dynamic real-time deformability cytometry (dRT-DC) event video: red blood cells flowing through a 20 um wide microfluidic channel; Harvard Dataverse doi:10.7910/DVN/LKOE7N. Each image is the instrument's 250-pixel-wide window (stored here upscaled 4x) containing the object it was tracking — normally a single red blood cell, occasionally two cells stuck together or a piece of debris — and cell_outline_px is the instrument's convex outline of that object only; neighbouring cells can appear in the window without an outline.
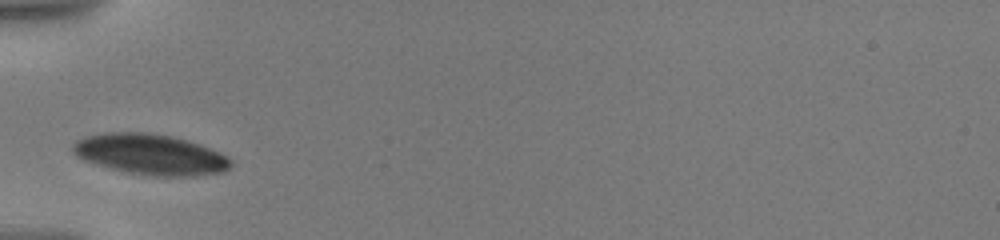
{"species": "human", "species_latin": "Homo sapiens", "temperature_condition": "warm", "stored_images_in_passage": 8, "camera_frame_rate_fps": 3000, "um_per_image_px": 0.085, "donor": {"sex": "male"}, "frame": {"image": 1, "passage_image": 1, "time_ms": 0.0, "image_size_px": [1000, 240], "cell_outline_px": [[232, 164], [228, 168], [220, 172], [192, 176], [152, 176], [124, 172], [96, 164], [84, 160], [76, 156], [72, 152], [72, 144], [76, 140], [84, 136], [104, 132], [144, 132], [172, 136], [208, 148], [232, 160]], "centroid_in_image_um": [12.69, 13.12], "position_along_channel_um": 72.3, "area_um2": 37.17}}
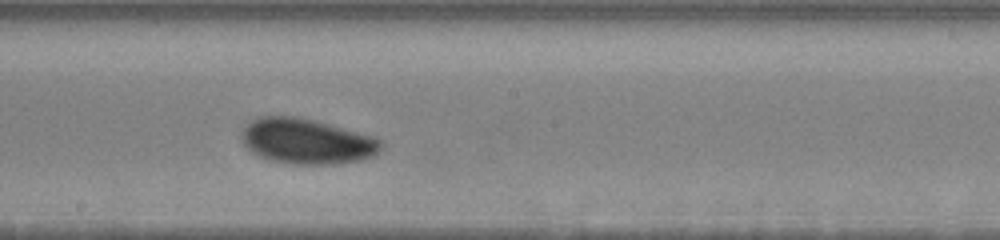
{"frame": {"image": 2, "passage_image": 5, "time_ms": 4.333, "image_size_px": [1000, 240], "cell_outline_px": [[380, 148], [372, 156], [360, 160], [336, 164], [292, 164], [272, 160], [260, 156], [252, 152], [240, 140], [240, 132], [256, 116], [296, 116], [328, 124], [372, 136], [380, 140]], "centroid_in_image_um": [26.0, 12.0], "position_along_channel_um": 222.2, "area_um2": 36.47}}
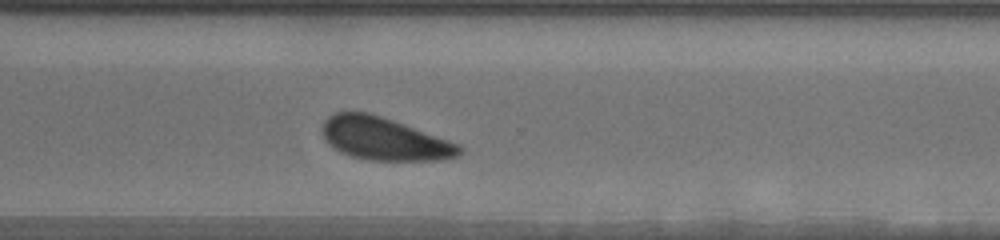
{"frame": {"image": 3, "passage_image": 8, "time_ms": 7.667, "image_size_px": [1000, 240], "cell_outline_px": [[460, 152], [456, 156], [436, 160], [368, 160], [352, 156], [340, 152], [332, 148], [324, 140], [324, 120], [328, 116], [336, 112], [368, 112], [392, 120], [460, 144]], "centroid_in_image_um": [32.61, 11.8], "position_along_channel_um": 338.0, "area_um2": 33.64}}